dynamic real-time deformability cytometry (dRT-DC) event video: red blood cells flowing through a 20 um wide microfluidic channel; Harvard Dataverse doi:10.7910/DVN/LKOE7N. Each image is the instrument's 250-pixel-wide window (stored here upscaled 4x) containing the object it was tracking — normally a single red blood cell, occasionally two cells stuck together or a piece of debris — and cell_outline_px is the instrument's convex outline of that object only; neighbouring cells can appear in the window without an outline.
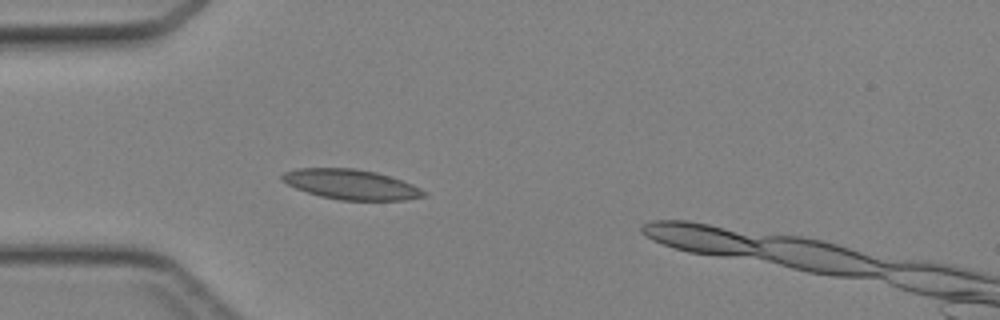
{"species": "Egyptian fruit bat (a non-hibernating species)", "species_latin": "Rousettus aegyptiacus", "temperature_condition": "cold", "stored_images_in_passage": 30, "camera_frame_rate_fps": 3000, "um_per_image_px": 0.085, "animal": {"sex": "female"}, "frame": {"image": 1, "passage_image": 1, "time_ms": 0.0, "image_size_px": [1000, 320], "cell_outline_px": [[428, 196], [404, 200], [340, 200], [320, 196], [296, 188], [280, 180], [280, 176], [284, 172], [296, 168], [356, 168], [376, 172], [392, 176], [412, 184], [420, 188]], "centroid_in_image_um": [29.84, 15.67], "position_along_channel_um": 55.2, "area_um2": 24.85}}
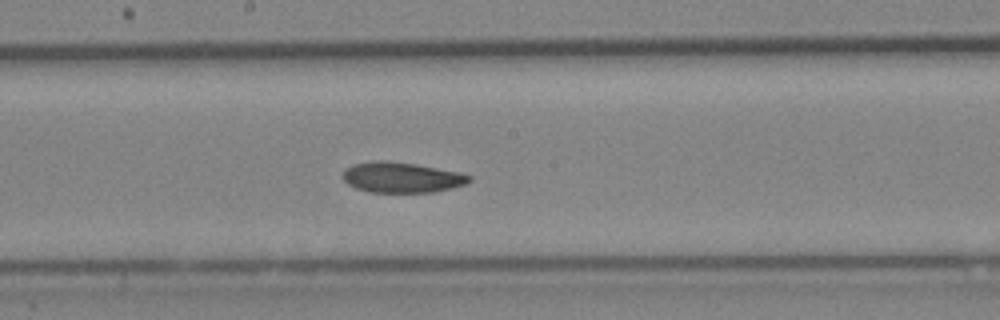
{"frame": {"image": 2, "passage_image": 12, "time_ms": 3.667, "image_size_px": [1000, 320], "cell_outline_px": [[472, 180], [464, 184], [452, 188], [436, 192], [368, 192], [356, 188], [348, 184], [340, 176], [344, 168], [352, 164], [372, 160], [388, 160], [416, 164], [460, 172], [472, 176]], "centroid_in_image_um": [34.1, 15.07], "position_along_channel_um": 214.1, "area_um2": 22.83}}
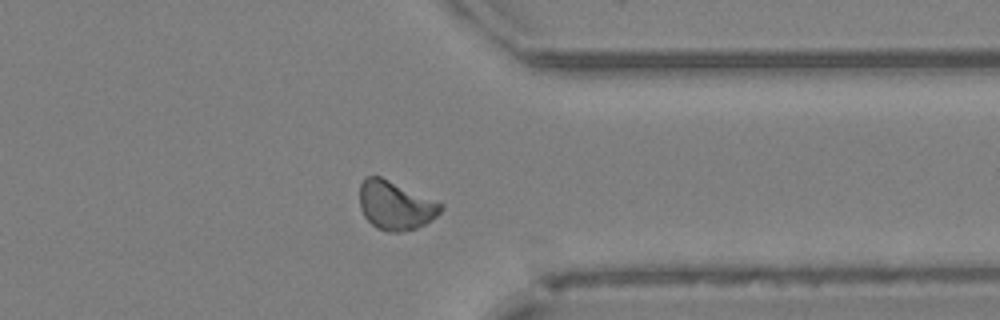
{"frame": {"image": 3, "passage_image": 23, "time_ms": 7.333, "image_size_px": [1000, 320], "cell_outline_px": [[444, 208], [436, 216], [424, 224], [416, 228], [400, 232], [388, 232], [376, 228], [364, 216], [360, 208], [360, 184], [364, 176], [380, 176], [444, 204]], "centroid_in_image_um": [33.59, 17.46], "position_along_channel_um": 377.8, "area_um2": 23.0}}